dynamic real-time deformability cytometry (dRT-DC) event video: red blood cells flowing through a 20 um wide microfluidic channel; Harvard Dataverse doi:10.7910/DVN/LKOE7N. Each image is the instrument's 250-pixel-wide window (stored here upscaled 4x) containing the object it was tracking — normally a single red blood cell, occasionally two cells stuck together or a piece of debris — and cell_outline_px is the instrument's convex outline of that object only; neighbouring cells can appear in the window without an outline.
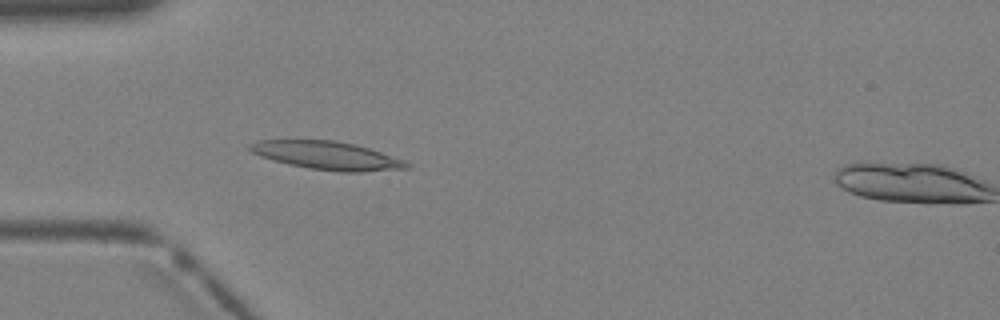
{"species": "Egyptian fruit bat (a non-hibernating species)", "species_latin": "Rousettus aegyptiacus", "temperature_condition": "warm", "stored_images_in_passage": 4, "camera_frame_rate_fps": 3000, "um_per_image_px": 0.085, "animal": {"sex": "female"}, "frame": {"image": 1, "passage_image": 1, "time_ms": 0.0, "image_size_px": [1000, 320], "cell_outline_px": [[412, 164], [408, 168], [364, 172], [336, 172], [308, 168], [288, 164], [272, 160], [260, 156], [252, 152], [248, 148], [248, 144], [256, 140], [332, 140], [352, 144], [368, 148], [404, 160]], "centroid_in_image_um": [27.77, 13.23], "position_along_channel_um": 57.2, "area_um2": 25.78}}